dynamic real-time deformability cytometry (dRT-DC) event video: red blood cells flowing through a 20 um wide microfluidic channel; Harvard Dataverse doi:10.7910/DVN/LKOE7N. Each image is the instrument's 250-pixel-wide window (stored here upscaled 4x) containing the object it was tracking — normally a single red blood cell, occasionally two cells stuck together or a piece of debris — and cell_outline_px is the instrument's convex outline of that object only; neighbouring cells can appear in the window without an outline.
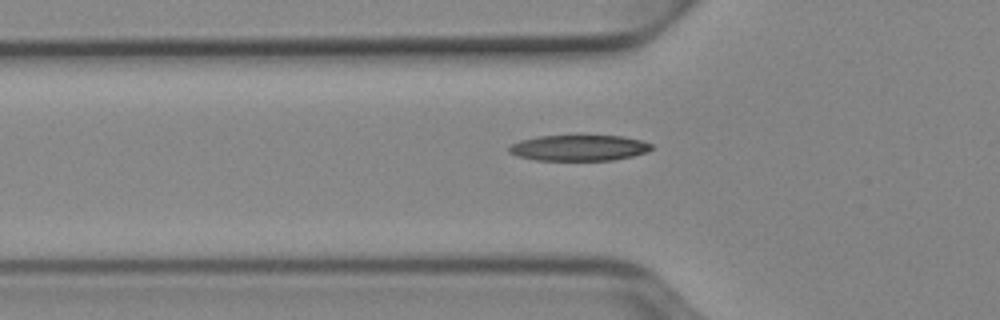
{"species": "Egyptian fruit bat (a non-hibernating species)", "species_latin": "Rousettus aegyptiacus", "temperature_condition": "cold", "stored_images_in_passage": 39, "camera_frame_rate_fps": 3000, "um_per_image_px": 0.085, "animal": {"sex": "female"}, "frame": {"image": 1, "passage_image": 10, "time_ms": 3.0, "image_size_px": [1000, 320], "cell_outline_px": [[652, 148], [648, 152], [632, 156], [612, 160], [536, 160], [516, 156], [508, 152], [508, 148], [512, 144], [520, 140], [540, 136], [620, 136], [640, 140], [652, 144]], "centroid_in_image_um": [49.19, 12.57], "position_along_channel_um": 76.6, "area_um2": 21.33}}
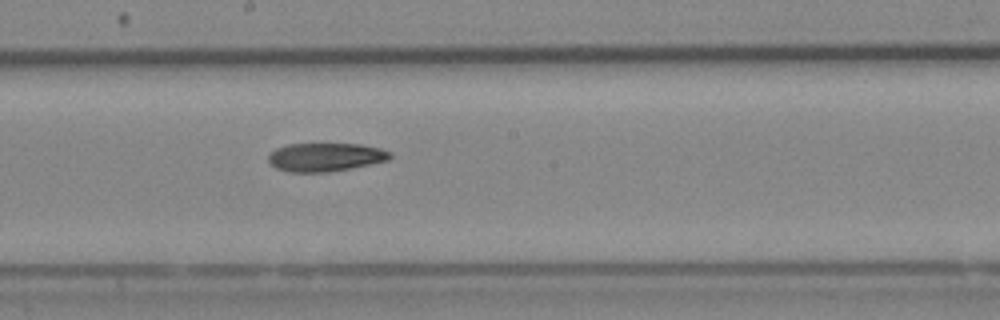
{"frame": {"image": 2, "passage_image": 21, "time_ms": 6.667, "image_size_px": [1000, 320], "cell_outline_px": [[392, 156], [388, 160], [352, 168], [328, 172], [288, 172], [276, 168], [268, 164], [268, 156], [276, 148], [288, 144], [360, 144], [380, 148], [392, 152]], "centroid_in_image_um": [27.65, 13.36], "position_along_channel_um": 220.6, "area_um2": 20.29}}
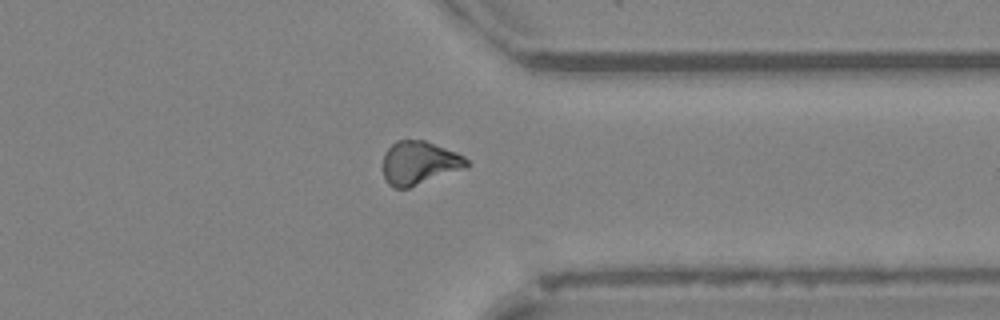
{"frame": {"image": 3, "passage_image": 33, "time_ms": 10.667, "image_size_px": [1000, 320], "cell_outline_px": [[468, 168], [408, 188], [396, 188], [388, 184], [384, 176], [384, 152], [396, 140], [424, 140], [456, 152], [464, 156], [468, 160]], "centroid_in_image_um": [35.66, 13.85], "position_along_channel_um": 375.7, "area_um2": 21.21}, "authors_computed_cell_mechanics": {"area_um2": 20.8658, "velocity_mm_per_s": 3.9365, "shape_relaxation_time_tau1_ms": 8.4567, "shape_relaxation_time_tau2_ms": null, "deformation_change_tau1": 0.1998, "deformation_change_tau2": null}}